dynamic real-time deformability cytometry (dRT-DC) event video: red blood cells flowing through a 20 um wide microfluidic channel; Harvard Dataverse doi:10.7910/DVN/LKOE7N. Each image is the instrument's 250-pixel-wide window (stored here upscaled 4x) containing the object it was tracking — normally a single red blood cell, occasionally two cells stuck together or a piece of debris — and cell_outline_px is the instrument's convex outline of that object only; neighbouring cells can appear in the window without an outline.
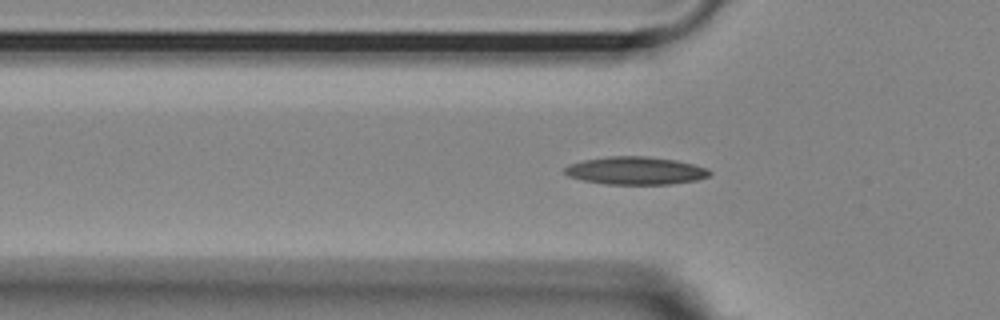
{"species": "Egyptian fruit bat (a non-hibernating species)", "species_latin": "Rousettus aegyptiacus", "temperature_condition": "room temperature", "stored_images_in_passage": 5, "camera_frame_rate_fps": 3000, "um_per_image_px": 0.085, "animal": {"sex": "female"}, "frame": {"image": 1, "passage_image": 3, "time_ms": 0.667, "image_size_px": [1000, 320], "cell_outline_px": [[712, 172], [708, 176], [696, 180], [672, 184], [608, 184], [584, 180], [568, 176], [564, 172], [564, 168], [568, 164], [584, 160], [612, 156], [644, 156], [676, 160], [692, 164], [704, 168]], "centroid_in_image_um": [54.0, 14.5], "position_along_channel_um": 71.8, "area_um2": 23.24}}